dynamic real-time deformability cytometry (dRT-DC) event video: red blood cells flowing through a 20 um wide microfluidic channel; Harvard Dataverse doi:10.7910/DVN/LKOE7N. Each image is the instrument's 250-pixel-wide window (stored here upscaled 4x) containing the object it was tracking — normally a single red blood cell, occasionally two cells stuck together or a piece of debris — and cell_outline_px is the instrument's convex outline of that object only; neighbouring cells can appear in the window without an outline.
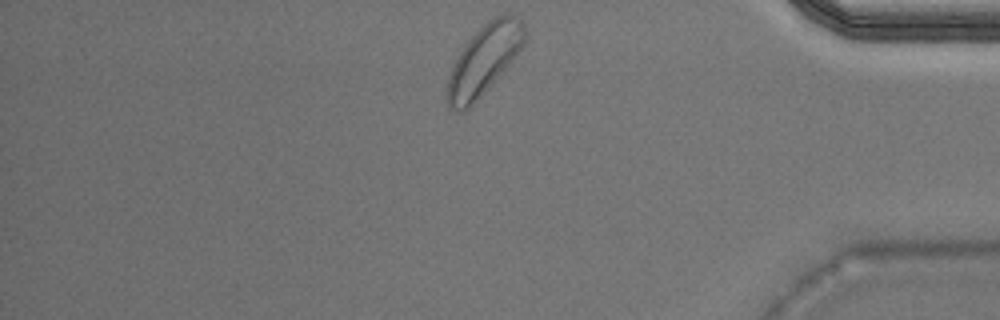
{"species": "Egyptian fruit bat (a non-hibernating species)", "species_latin": "Rousettus aegyptiacus", "temperature_condition": "warm", "stored_images_in_passage": 27, "camera_frame_rate_fps": 3000, "um_per_image_px": 0.085, "animal": {"sex": "male"}, "frame": {"image": 1, "passage_image": 27, "time_ms": 8.667, "image_size_px": [1000, 320], "cell_outline_px": [[528, 36], [524, 44], [512, 60], [476, 100], [464, 112], [456, 112], [448, 104], [448, 76], [464, 44], [492, 16], [508, 12], [512, 12], [524, 24]], "centroid_in_image_um": [41.19, 5.01], "position_along_channel_um": 394.0, "area_um2": 30.98}}